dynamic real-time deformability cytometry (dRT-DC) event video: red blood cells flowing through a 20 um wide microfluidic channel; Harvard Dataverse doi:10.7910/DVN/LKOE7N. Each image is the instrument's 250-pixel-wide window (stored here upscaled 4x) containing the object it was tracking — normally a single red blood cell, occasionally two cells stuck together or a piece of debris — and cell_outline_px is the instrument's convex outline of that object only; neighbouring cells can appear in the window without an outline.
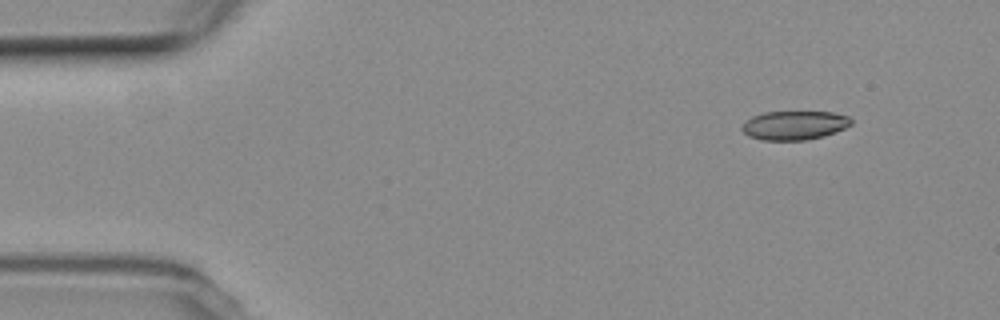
{"species": "common noctule bat (a hibernating species)", "species_latin": "Nyctalus noctula", "temperature_condition": "room temperature", "stored_images_in_passage": 5, "camera_frame_rate_fps": 3000, "um_per_image_px": 0.085, "animal": {"sex": "female", "body_mass_g": 19.3, "forearm_length_mm": 54.1}, "frame": {"image": 1, "passage_image": 1, "time_ms": 0.0, "image_size_px": [1000, 320], "cell_outline_px": [[852, 124], [844, 128], [824, 136], [804, 140], [760, 140], [748, 136], [740, 128], [752, 116], [764, 112], [832, 112], [848, 116], [852, 120]], "centroid_in_image_um": [67.52, 10.65], "position_along_channel_um": 17.5, "area_um2": 18.32}}
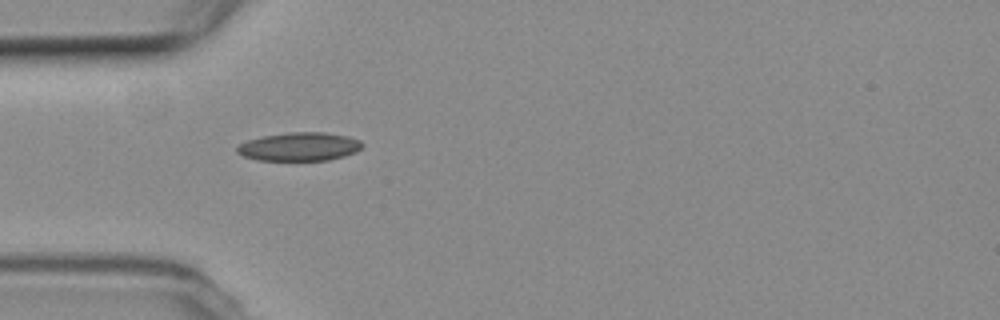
{"frame": {"image": 2, "passage_image": 4, "time_ms": 3.667, "image_size_px": [1000, 320], "cell_outline_px": [[364, 144], [356, 152], [344, 156], [328, 160], [256, 160], [244, 156], [236, 152], [236, 148], [240, 144], [248, 140], [264, 136], [288, 132], [324, 132], [348, 136], [360, 140]], "centroid_in_image_um": [25.46, 12.46], "position_along_channel_um": 59.5, "area_um2": 20.75}}
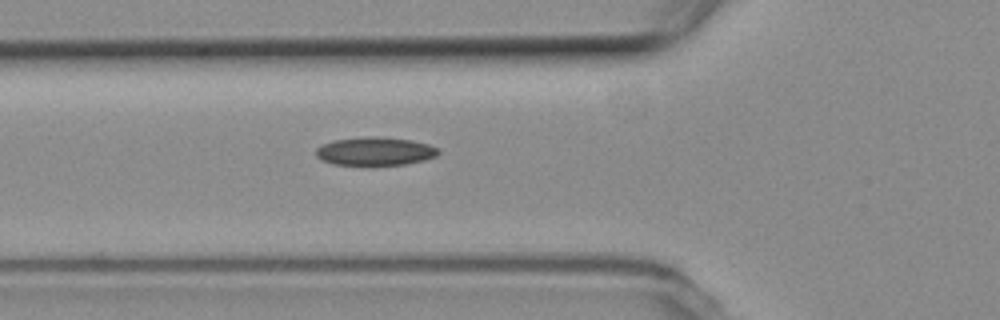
{"frame": {"image": 3, "passage_image": 5, "time_ms": 4.667, "image_size_px": [1000, 320], "cell_outline_px": [[440, 152], [436, 156], [424, 160], [404, 164], [332, 164], [320, 160], [316, 156], [316, 148], [332, 140], [368, 136], [380, 136], [412, 140], [428, 144], [440, 148]], "centroid_in_image_um": [31.89, 12.84], "position_along_channel_um": 93.9, "area_um2": 20.17}}